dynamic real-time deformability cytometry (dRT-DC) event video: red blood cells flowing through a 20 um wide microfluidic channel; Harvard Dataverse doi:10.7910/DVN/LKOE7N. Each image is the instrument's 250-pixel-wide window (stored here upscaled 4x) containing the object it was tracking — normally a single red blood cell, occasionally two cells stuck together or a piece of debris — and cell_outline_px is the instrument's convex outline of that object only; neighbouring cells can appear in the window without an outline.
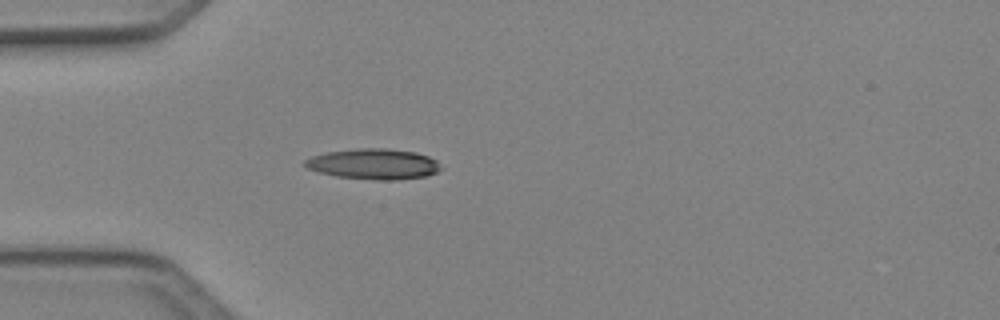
{"species": "Egyptian fruit bat (a non-hibernating species)", "species_latin": "Rousettus aegyptiacus", "temperature_condition": "cold", "stored_images_in_passage": 4, "camera_frame_rate_fps": 3000, "um_per_image_px": 0.085, "animal": {"sex": "female"}, "frame": {"image": 1, "passage_image": 4, "time_ms": 1.0, "image_size_px": [1000, 320], "cell_outline_px": [[444, 168], [436, 172], [424, 176], [396, 180], [380, 180], [336, 176], [320, 172], [308, 168], [304, 164], [304, 160], [312, 156], [328, 152], [360, 148], [388, 148], [416, 152], [428, 156], [436, 160]], "centroid_in_image_um": [31.8, 13.93], "position_along_channel_um": 53.2, "area_um2": 24.1}}